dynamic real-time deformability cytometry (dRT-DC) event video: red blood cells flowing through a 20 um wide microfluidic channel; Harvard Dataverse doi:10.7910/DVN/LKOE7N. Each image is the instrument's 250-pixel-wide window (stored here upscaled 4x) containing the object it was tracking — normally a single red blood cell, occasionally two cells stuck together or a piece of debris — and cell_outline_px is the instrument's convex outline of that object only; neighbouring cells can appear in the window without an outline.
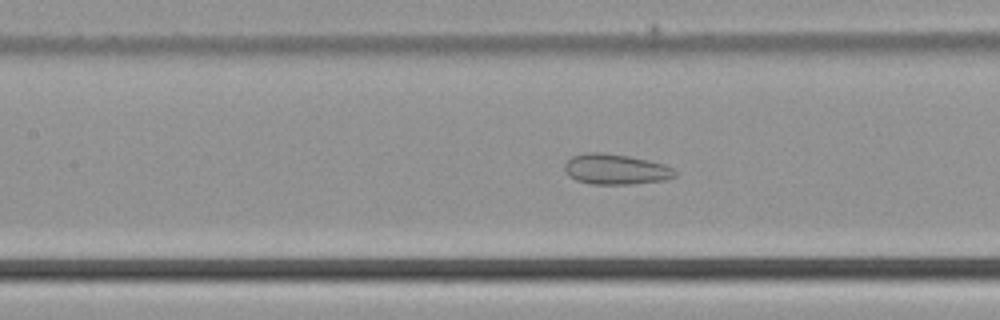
{"species": "common noctule bat (a hibernating species)", "species_latin": "Nyctalus noctula", "temperature_condition": "cold", "stored_images_in_passage": 49, "camera_frame_rate_fps": 3000, "um_per_image_px": 0.085, "animal": {"sex": "male", "body_mass_g": 21.5, "forearm_length_mm": 52.0}, "frame": {"image": 1, "passage_image": 22, "time_ms": 7.0, "image_size_px": [1000, 320], "cell_outline_px": [[676, 176], [668, 180], [632, 184], [592, 184], [576, 180], [568, 176], [564, 172], [564, 164], [572, 156], [584, 152], [600, 152], [628, 156], [648, 160], [664, 164], [672, 168], [676, 172]], "centroid_in_image_um": [52.32, 14.39], "position_along_channel_um": 155.1, "area_um2": 19.77}}
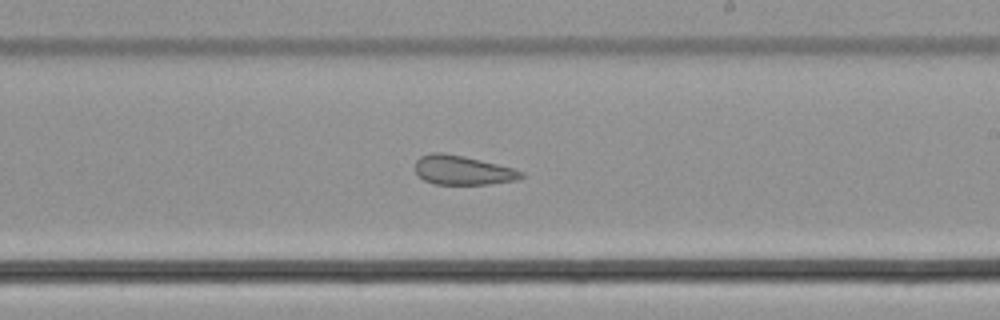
{"frame": {"image": 2, "passage_image": 29, "time_ms": 9.333, "image_size_px": [1000, 320], "cell_outline_px": [[524, 176], [520, 180], [488, 184], [436, 184], [424, 180], [416, 172], [416, 160], [420, 156], [432, 152], [440, 152], [464, 156], [512, 168], [524, 172]], "centroid_in_image_um": [39.34, 14.47], "position_along_channel_um": 249.7, "area_um2": 17.98}}
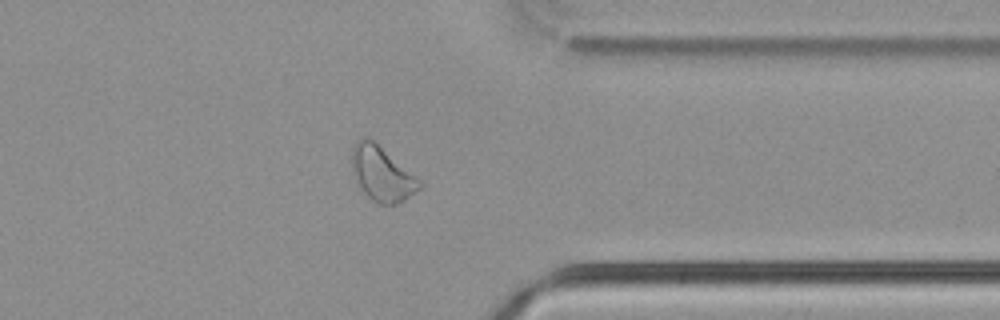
{"frame": {"image": 3, "passage_image": 39, "time_ms": 12.667, "image_size_px": [1000, 320], "cell_outline_px": [[424, 184], [420, 188], [404, 200], [396, 204], [380, 204], [372, 200], [364, 192], [352, 168], [352, 148], [356, 140], [372, 140], [420, 180]], "centroid_in_image_um": [32.48, 14.8], "position_along_channel_um": 378.9, "area_um2": 20.58}}